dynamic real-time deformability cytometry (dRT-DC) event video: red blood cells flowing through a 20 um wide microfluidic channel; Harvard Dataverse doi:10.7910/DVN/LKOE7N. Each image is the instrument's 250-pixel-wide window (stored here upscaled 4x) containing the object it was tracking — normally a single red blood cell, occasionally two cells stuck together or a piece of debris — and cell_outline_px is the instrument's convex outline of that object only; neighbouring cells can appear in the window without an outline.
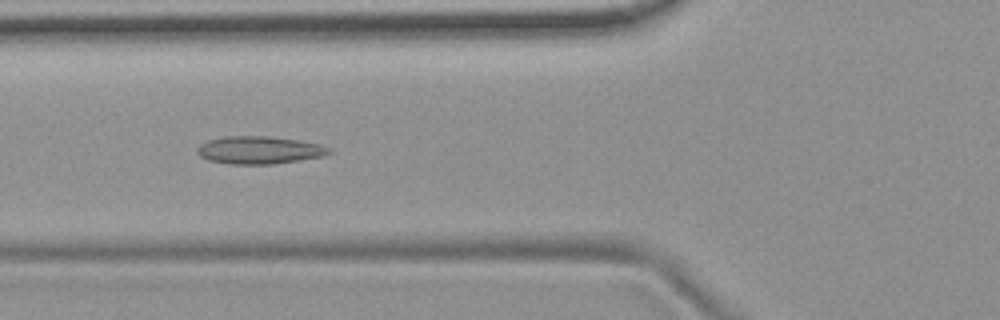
{"species": "common noctule bat (a hibernating species)", "species_latin": "Nyctalus noctula", "temperature_condition": "room temperature", "stored_images_in_passage": 43, "camera_frame_rate_fps": 3000, "um_per_image_px": 0.085, "animal": {"sex": "female", "body_mass_g": 19.9}, "frame": {"image": 1, "passage_image": 9, "time_ms": 2.667, "image_size_px": [1000, 320], "cell_outline_px": [[332, 152], [324, 156], [300, 160], [272, 164], [228, 164], [208, 160], [200, 156], [196, 152], [196, 148], [200, 144], [208, 140], [224, 136], [268, 136], [296, 140], [320, 144], [332, 148]], "centroid_in_image_um": [22.03, 12.76], "position_along_channel_um": 103.8, "area_um2": 21.39}}
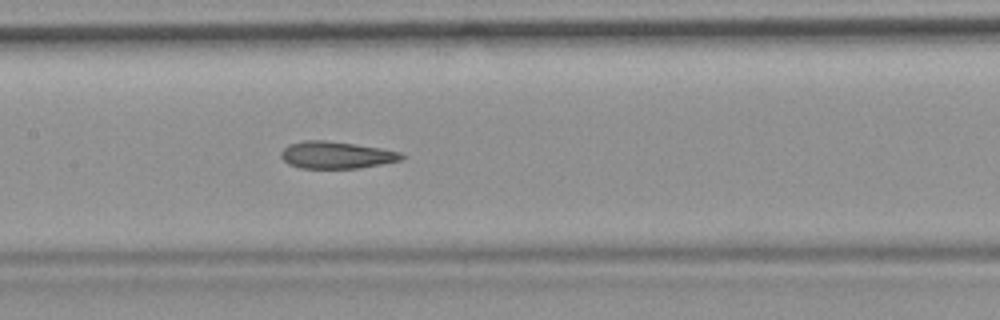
{"frame": {"image": 2, "passage_image": 15, "time_ms": 4.667, "image_size_px": [1000, 320], "cell_outline_px": [[404, 156], [400, 160], [360, 168], [300, 168], [288, 164], [280, 156], [280, 152], [288, 144], [304, 140], [324, 140], [356, 144], [380, 148], [400, 152]], "centroid_in_image_um": [28.53, 13.17], "position_along_channel_um": 178.9, "area_um2": 18.96}}
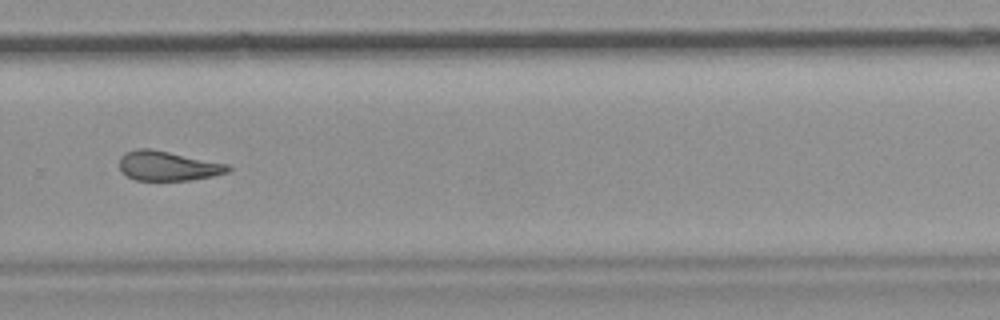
{"frame": {"image": 3, "passage_image": 26, "time_ms": 8.333, "image_size_px": [1000, 320], "cell_outline_px": [[232, 168], [228, 172], [212, 176], [192, 180], [136, 180], [128, 176], [120, 168], [120, 156], [124, 152], [136, 148], [152, 148], [228, 164]], "centroid_in_image_um": [14.27, 14.08], "position_along_channel_um": 315.5, "area_um2": 18.79}, "authors_computed_cell_mechanics": {"area_um2": 19.5364, "velocity_mm_per_s": 3.7516, "shape_relaxation_time_tau1_ms": null, "shape_relaxation_time_tau2_ms": 3.329, "deformation_change_tau1": null, "deformation_change_tau2": 0.12}}